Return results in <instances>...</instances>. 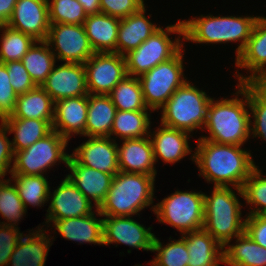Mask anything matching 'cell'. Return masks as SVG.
<instances>
[{"instance_id":"8fae6325","label":"cell","mask_w":266,"mask_h":266,"mask_svg":"<svg viewBox=\"0 0 266 266\" xmlns=\"http://www.w3.org/2000/svg\"><path fill=\"white\" fill-rule=\"evenodd\" d=\"M45 41L56 60L65 63L84 64L95 53L83 24H50Z\"/></svg>"},{"instance_id":"ab89813d","label":"cell","mask_w":266,"mask_h":266,"mask_svg":"<svg viewBox=\"0 0 266 266\" xmlns=\"http://www.w3.org/2000/svg\"><path fill=\"white\" fill-rule=\"evenodd\" d=\"M250 133L266 141V88L249 83ZM253 124V125H252Z\"/></svg>"},{"instance_id":"681fc988","label":"cell","mask_w":266,"mask_h":266,"mask_svg":"<svg viewBox=\"0 0 266 266\" xmlns=\"http://www.w3.org/2000/svg\"><path fill=\"white\" fill-rule=\"evenodd\" d=\"M83 6L87 15L89 14H98L100 10V0H78Z\"/></svg>"},{"instance_id":"d6986e66","label":"cell","mask_w":266,"mask_h":266,"mask_svg":"<svg viewBox=\"0 0 266 266\" xmlns=\"http://www.w3.org/2000/svg\"><path fill=\"white\" fill-rule=\"evenodd\" d=\"M66 166L71 171V174L66 177L90 202L94 200L95 208H99L106 198L114 175L83 166L71 155H69Z\"/></svg>"},{"instance_id":"4316f807","label":"cell","mask_w":266,"mask_h":266,"mask_svg":"<svg viewBox=\"0 0 266 266\" xmlns=\"http://www.w3.org/2000/svg\"><path fill=\"white\" fill-rule=\"evenodd\" d=\"M94 213L76 218L54 220L51 223L65 239L103 245V219H97Z\"/></svg>"},{"instance_id":"9c48e42d","label":"cell","mask_w":266,"mask_h":266,"mask_svg":"<svg viewBox=\"0 0 266 266\" xmlns=\"http://www.w3.org/2000/svg\"><path fill=\"white\" fill-rule=\"evenodd\" d=\"M183 51L181 49L173 58L159 63L138 77L148 109L159 110L187 81L183 73Z\"/></svg>"},{"instance_id":"7c38bea8","label":"cell","mask_w":266,"mask_h":266,"mask_svg":"<svg viewBox=\"0 0 266 266\" xmlns=\"http://www.w3.org/2000/svg\"><path fill=\"white\" fill-rule=\"evenodd\" d=\"M84 67L89 94L108 95L128 75L125 56L116 52L94 53Z\"/></svg>"},{"instance_id":"7402d4cb","label":"cell","mask_w":266,"mask_h":266,"mask_svg":"<svg viewBox=\"0 0 266 266\" xmlns=\"http://www.w3.org/2000/svg\"><path fill=\"white\" fill-rule=\"evenodd\" d=\"M156 131H150L149 138L152 143L154 160L158 162L161 158L163 162L174 164L191 154L192 148L189 147V132L175 129L160 124ZM191 149V150H190Z\"/></svg>"},{"instance_id":"4dcf8cb0","label":"cell","mask_w":266,"mask_h":266,"mask_svg":"<svg viewBox=\"0 0 266 266\" xmlns=\"http://www.w3.org/2000/svg\"><path fill=\"white\" fill-rule=\"evenodd\" d=\"M236 244L224 249V264L228 266H266V248L257 244L245 232L235 237Z\"/></svg>"},{"instance_id":"d590c367","label":"cell","mask_w":266,"mask_h":266,"mask_svg":"<svg viewBox=\"0 0 266 266\" xmlns=\"http://www.w3.org/2000/svg\"><path fill=\"white\" fill-rule=\"evenodd\" d=\"M0 31H2L0 39L1 63L21 61L23 56L36 41L31 36L15 30L8 25L0 26Z\"/></svg>"},{"instance_id":"f35d334b","label":"cell","mask_w":266,"mask_h":266,"mask_svg":"<svg viewBox=\"0 0 266 266\" xmlns=\"http://www.w3.org/2000/svg\"><path fill=\"white\" fill-rule=\"evenodd\" d=\"M243 199L250 207L248 215H266V175L256 166L242 187Z\"/></svg>"},{"instance_id":"ffe728a7","label":"cell","mask_w":266,"mask_h":266,"mask_svg":"<svg viewBox=\"0 0 266 266\" xmlns=\"http://www.w3.org/2000/svg\"><path fill=\"white\" fill-rule=\"evenodd\" d=\"M87 113L88 95L57 100L52 129L67 140L72 134L84 135Z\"/></svg>"},{"instance_id":"f1b7e54d","label":"cell","mask_w":266,"mask_h":266,"mask_svg":"<svg viewBox=\"0 0 266 266\" xmlns=\"http://www.w3.org/2000/svg\"><path fill=\"white\" fill-rule=\"evenodd\" d=\"M54 107L55 102L49 94L41 86H36L29 92L18 95L13 113L6 118L46 120L52 125Z\"/></svg>"},{"instance_id":"44dd1931","label":"cell","mask_w":266,"mask_h":266,"mask_svg":"<svg viewBox=\"0 0 266 266\" xmlns=\"http://www.w3.org/2000/svg\"><path fill=\"white\" fill-rule=\"evenodd\" d=\"M120 172L156 175L154 152L149 136L123 139L118 146Z\"/></svg>"},{"instance_id":"e0dca14e","label":"cell","mask_w":266,"mask_h":266,"mask_svg":"<svg viewBox=\"0 0 266 266\" xmlns=\"http://www.w3.org/2000/svg\"><path fill=\"white\" fill-rule=\"evenodd\" d=\"M41 87L54 102L63 98L88 95L84 64L64 63L54 66Z\"/></svg>"},{"instance_id":"836d02e7","label":"cell","mask_w":266,"mask_h":266,"mask_svg":"<svg viewBox=\"0 0 266 266\" xmlns=\"http://www.w3.org/2000/svg\"><path fill=\"white\" fill-rule=\"evenodd\" d=\"M11 178L26 211L28 205L41 207L49 201L50 185L45 176L11 174Z\"/></svg>"},{"instance_id":"1f68e13d","label":"cell","mask_w":266,"mask_h":266,"mask_svg":"<svg viewBox=\"0 0 266 266\" xmlns=\"http://www.w3.org/2000/svg\"><path fill=\"white\" fill-rule=\"evenodd\" d=\"M21 61L32 81L36 86H41L53 70L57 60L44 40L35 41Z\"/></svg>"},{"instance_id":"ee69618b","label":"cell","mask_w":266,"mask_h":266,"mask_svg":"<svg viewBox=\"0 0 266 266\" xmlns=\"http://www.w3.org/2000/svg\"><path fill=\"white\" fill-rule=\"evenodd\" d=\"M10 78V84L16 94L20 95L36 87L22 61H10L5 63Z\"/></svg>"},{"instance_id":"83f0119b","label":"cell","mask_w":266,"mask_h":266,"mask_svg":"<svg viewBox=\"0 0 266 266\" xmlns=\"http://www.w3.org/2000/svg\"><path fill=\"white\" fill-rule=\"evenodd\" d=\"M117 109L109 95L88 94L86 137H110Z\"/></svg>"},{"instance_id":"603a6c76","label":"cell","mask_w":266,"mask_h":266,"mask_svg":"<svg viewBox=\"0 0 266 266\" xmlns=\"http://www.w3.org/2000/svg\"><path fill=\"white\" fill-rule=\"evenodd\" d=\"M145 8L143 6L138 12L120 19L116 53L125 56L160 28L148 20Z\"/></svg>"},{"instance_id":"30bf717a","label":"cell","mask_w":266,"mask_h":266,"mask_svg":"<svg viewBox=\"0 0 266 266\" xmlns=\"http://www.w3.org/2000/svg\"><path fill=\"white\" fill-rule=\"evenodd\" d=\"M67 139L52 131L25 150L14 152L11 174L44 175L57 161L67 164L69 154L65 152Z\"/></svg>"},{"instance_id":"ba28073f","label":"cell","mask_w":266,"mask_h":266,"mask_svg":"<svg viewBox=\"0 0 266 266\" xmlns=\"http://www.w3.org/2000/svg\"><path fill=\"white\" fill-rule=\"evenodd\" d=\"M157 220L176 228L183 235L204 227V193L175 191L151 206Z\"/></svg>"},{"instance_id":"b9f144b4","label":"cell","mask_w":266,"mask_h":266,"mask_svg":"<svg viewBox=\"0 0 266 266\" xmlns=\"http://www.w3.org/2000/svg\"><path fill=\"white\" fill-rule=\"evenodd\" d=\"M18 94L10 84L5 63L0 62V120L11 116L15 109Z\"/></svg>"},{"instance_id":"2e32d148","label":"cell","mask_w":266,"mask_h":266,"mask_svg":"<svg viewBox=\"0 0 266 266\" xmlns=\"http://www.w3.org/2000/svg\"><path fill=\"white\" fill-rule=\"evenodd\" d=\"M7 25L36 41L46 40L50 28L48 0H18Z\"/></svg>"},{"instance_id":"5b68a950","label":"cell","mask_w":266,"mask_h":266,"mask_svg":"<svg viewBox=\"0 0 266 266\" xmlns=\"http://www.w3.org/2000/svg\"><path fill=\"white\" fill-rule=\"evenodd\" d=\"M233 187L214 186L211 196L204 193V227L223 248L244 233L243 207Z\"/></svg>"},{"instance_id":"d6a6232c","label":"cell","mask_w":266,"mask_h":266,"mask_svg":"<svg viewBox=\"0 0 266 266\" xmlns=\"http://www.w3.org/2000/svg\"><path fill=\"white\" fill-rule=\"evenodd\" d=\"M147 111H121L117 110L114 123L111 129V134L123 139L142 138L149 136L151 121L150 114ZM149 130V131H148Z\"/></svg>"},{"instance_id":"bcb514c9","label":"cell","mask_w":266,"mask_h":266,"mask_svg":"<svg viewBox=\"0 0 266 266\" xmlns=\"http://www.w3.org/2000/svg\"><path fill=\"white\" fill-rule=\"evenodd\" d=\"M244 232L257 244L266 248V215H247Z\"/></svg>"},{"instance_id":"7dc6e473","label":"cell","mask_w":266,"mask_h":266,"mask_svg":"<svg viewBox=\"0 0 266 266\" xmlns=\"http://www.w3.org/2000/svg\"><path fill=\"white\" fill-rule=\"evenodd\" d=\"M9 133L8 129L1 122L0 124V179L4 178L6 173L11 174L14 162V152L12 150L11 141L6 136ZM10 168V169H9Z\"/></svg>"},{"instance_id":"f546056e","label":"cell","mask_w":266,"mask_h":266,"mask_svg":"<svg viewBox=\"0 0 266 266\" xmlns=\"http://www.w3.org/2000/svg\"><path fill=\"white\" fill-rule=\"evenodd\" d=\"M1 122L8 129V134H14L11 141L13 152L25 150L53 131L52 125L46 120L5 118Z\"/></svg>"},{"instance_id":"ac0fdd59","label":"cell","mask_w":266,"mask_h":266,"mask_svg":"<svg viewBox=\"0 0 266 266\" xmlns=\"http://www.w3.org/2000/svg\"><path fill=\"white\" fill-rule=\"evenodd\" d=\"M89 139L70 154L79 164L115 175L118 167V144L116 138L88 137Z\"/></svg>"},{"instance_id":"e575fe53","label":"cell","mask_w":266,"mask_h":266,"mask_svg":"<svg viewBox=\"0 0 266 266\" xmlns=\"http://www.w3.org/2000/svg\"><path fill=\"white\" fill-rule=\"evenodd\" d=\"M117 110L139 111L148 109L144 102L138 77L127 75L108 94Z\"/></svg>"},{"instance_id":"7a4b0ae2","label":"cell","mask_w":266,"mask_h":266,"mask_svg":"<svg viewBox=\"0 0 266 266\" xmlns=\"http://www.w3.org/2000/svg\"><path fill=\"white\" fill-rule=\"evenodd\" d=\"M236 97L230 99H211L207 108L208 136L199 139L218 144L242 146L249 140L251 115L249 108V83L237 84ZM238 95H241L242 99ZM244 98V99H243Z\"/></svg>"},{"instance_id":"f6af8a7d","label":"cell","mask_w":266,"mask_h":266,"mask_svg":"<svg viewBox=\"0 0 266 266\" xmlns=\"http://www.w3.org/2000/svg\"><path fill=\"white\" fill-rule=\"evenodd\" d=\"M22 236L24 234L18 226L0 224V266H8L11 254Z\"/></svg>"},{"instance_id":"52a82bcc","label":"cell","mask_w":266,"mask_h":266,"mask_svg":"<svg viewBox=\"0 0 266 266\" xmlns=\"http://www.w3.org/2000/svg\"><path fill=\"white\" fill-rule=\"evenodd\" d=\"M178 34L179 37L171 40L169 35ZM183 37V24L178 21L174 25H168L165 29L161 27L147 38L137 49L125 55L127 74L139 77L148 72L159 63L173 58L184 46L181 40Z\"/></svg>"},{"instance_id":"8d00e7d4","label":"cell","mask_w":266,"mask_h":266,"mask_svg":"<svg viewBox=\"0 0 266 266\" xmlns=\"http://www.w3.org/2000/svg\"><path fill=\"white\" fill-rule=\"evenodd\" d=\"M11 183L10 179H0V215L7 220V222L3 221L0 224L16 227L18 221L27 212L15 185Z\"/></svg>"},{"instance_id":"5bb4252c","label":"cell","mask_w":266,"mask_h":266,"mask_svg":"<svg viewBox=\"0 0 266 266\" xmlns=\"http://www.w3.org/2000/svg\"><path fill=\"white\" fill-rule=\"evenodd\" d=\"M103 245L116 243L125 244L131 248L152 251L156 235L151 227H144L131 216H104Z\"/></svg>"},{"instance_id":"60d3db41","label":"cell","mask_w":266,"mask_h":266,"mask_svg":"<svg viewBox=\"0 0 266 266\" xmlns=\"http://www.w3.org/2000/svg\"><path fill=\"white\" fill-rule=\"evenodd\" d=\"M50 24H83L87 18L78 0H48Z\"/></svg>"},{"instance_id":"9a60e30c","label":"cell","mask_w":266,"mask_h":266,"mask_svg":"<svg viewBox=\"0 0 266 266\" xmlns=\"http://www.w3.org/2000/svg\"><path fill=\"white\" fill-rule=\"evenodd\" d=\"M49 196L51 201L46 214V224L54 220L76 218L94 212L92 202L67 177L62 180L53 194L49 191Z\"/></svg>"},{"instance_id":"74e56055","label":"cell","mask_w":266,"mask_h":266,"mask_svg":"<svg viewBox=\"0 0 266 266\" xmlns=\"http://www.w3.org/2000/svg\"><path fill=\"white\" fill-rule=\"evenodd\" d=\"M151 252H157L156 257L150 261V266H187L188 249L186 241L180 237L179 240H171L165 246L155 236Z\"/></svg>"},{"instance_id":"7bdbcfd3","label":"cell","mask_w":266,"mask_h":266,"mask_svg":"<svg viewBox=\"0 0 266 266\" xmlns=\"http://www.w3.org/2000/svg\"><path fill=\"white\" fill-rule=\"evenodd\" d=\"M145 6L144 0H100L101 13L123 19Z\"/></svg>"},{"instance_id":"6da1fadb","label":"cell","mask_w":266,"mask_h":266,"mask_svg":"<svg viewBox=\"0 0 266 266\" xmlns=\"http://www.w3.org/2000/svg\"><path fill=\"white\" fill-rule=\"evenodd\" d=\"M241 148L238 145L198 139L191 159L199 168V176L202 175L207 183L212 182L219 187L233 186L243 198L242 187L256 165L251 153Z\"/></svg>"},{"instance_id":"484cf974","label":"cell","mask_w":266,"mask_h":266,"mask_svg":"<svg viewBox=\"0 0 266 266\" xmlns=\"http://www.w3.org/2000/svg\"><path fill=\"white\" fill-rule=\"evenodd\" d=\"M120 19L104 13L89 14L83 26L95 53L116 52Z\"/></svg>"},{"instance_id":"277c9868","label":"cell","mask_w":266,"mask_h":266,"mask_svg":"<svg viewBox=\"0 0 266 266\" xmlns=\"http://www.w3.org/2000/svg\"><path fill=\"white\" fill-rule=\"evenodd\" d=\"M258 16H213L207 15L182 20L183 41L193 43H229L240 42L236 48L238 56L251 36Z\"/></svg>"},{"instance_id":"d4e9b609","label":"cell","mask_w":266,"mask_h":266,"mask_svg":"<svg viewBox=\"0 0 266 266\" xmlns=\"http://www.w3.org/2000/svg\"><path fill=\"white\" fill-rule=\"evenodd\" d=\"M188 249L187 266H219L224 263L223 247L204 229L181 235Z\"/></svg>"},{"instance_id":"c3c4849f","label":"cell","mask_w":266,"mask_h":266,"mask_svg":"<svg viewBox=\"0 0 266 266\" xmlns=\"http://www.w3.org/2000/svg\"><path fill=\"white\" fill-rule=\"evenodd\" d=\"M18 0H0V26L7 25Z\"/></svg>"},{"instance_id":"4fadbf2b","label":"cell","mask_w":266,"mask_h":266,"mask_svg":"<svg viewBox=\"0 0 266 266\" xmlns=\"http://www.w3.org/2000/svg\"><path fill=\"white\" fill-rule=\"evenodd\" d=\"M236 66L249 70V76L236 74L238 83H255L266 88V17L258 16L251 36L242 52L236 56Z\"/></svg>"},{"instance_id":"8992f818","label":"cell","mask_w":266,"mask_h":266,"mask_svg":"<svg viewBox=\"0 0 266 266\" xmlns=\"http://www.w3.org/2000/svg\"><path fill=\"white\" fill-rule=\"evenodd\" d=\"M211 97L186 81L160 108L161 123L165 126L193 132L203 129L207 122V108Z\"/></svg>"},{"instance_id":"cb8c5ba5","label":"cell","mask_w":266,"mask_h":266,"mask_svg":"<svg viewBox=\"0 0 266 266\" xmlns=\"http://www.w3.org/2000/svg\"><path fill=\"white\" fill-rule=\"evenodd\" d=\"M38 226L37 230L22 236L16 244L8 262L12 266H44L49 247L52 245L50 235ZM44 231V232H43ZM51 243V244H50Z\"/></svg>"},{"instance_id":"3957f363","label":"cell","mask_w":266,"mask_h":266,"mask_svg":"<svg viewBox=\"0 0 266 266\" xmlns=\"http://www.w3.org/2000/svg\"><path fill=\"white\" fill-rule=\"evenodd\" d=\"M155 178L156 175L119 171L114 175L105 200L95 209L96 216L137 215L153 204Z\"/></svg>"}]
</instances>
